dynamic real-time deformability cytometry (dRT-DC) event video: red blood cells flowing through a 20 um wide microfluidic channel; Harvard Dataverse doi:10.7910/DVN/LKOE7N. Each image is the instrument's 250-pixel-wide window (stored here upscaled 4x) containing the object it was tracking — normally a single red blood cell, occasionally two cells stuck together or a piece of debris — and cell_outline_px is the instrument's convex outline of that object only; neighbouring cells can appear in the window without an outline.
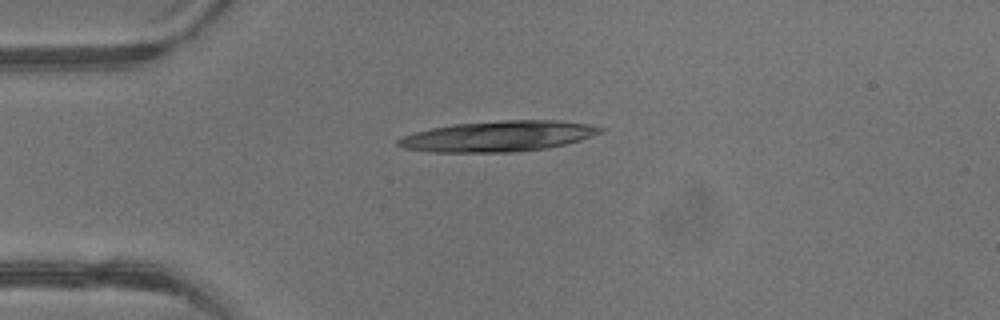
{"species": "common noctule bat (a hibernating species)", "species_latin": "Nyctalus noctula", "temperature_condition": "warm", "stored_images_in_passage": 1, "camera_frame_rate_fps": 3000, "um_per_image_px": 0.085, "animal": {"sex": "male", "body_mass_g": 13.3}, "frame": {"image": 1, "passage_image": 1, "time_ms": 0.0, "image_size_px": [1000, 320], "cell_outline_px": [[604, 132], [580, 140], [548, 148], [516, 152], [428, 152], [404, 148], [396, 144], [396, 140], [404, 136], [416, 132], [432, 128], [452, 124], [504, 120], [556, 120], [588, 124], [604, 128]], "centroid_in_image_um": [42.36, 11.58], "position_along_channel_um": 42.6, "area_um2": 36.13}}